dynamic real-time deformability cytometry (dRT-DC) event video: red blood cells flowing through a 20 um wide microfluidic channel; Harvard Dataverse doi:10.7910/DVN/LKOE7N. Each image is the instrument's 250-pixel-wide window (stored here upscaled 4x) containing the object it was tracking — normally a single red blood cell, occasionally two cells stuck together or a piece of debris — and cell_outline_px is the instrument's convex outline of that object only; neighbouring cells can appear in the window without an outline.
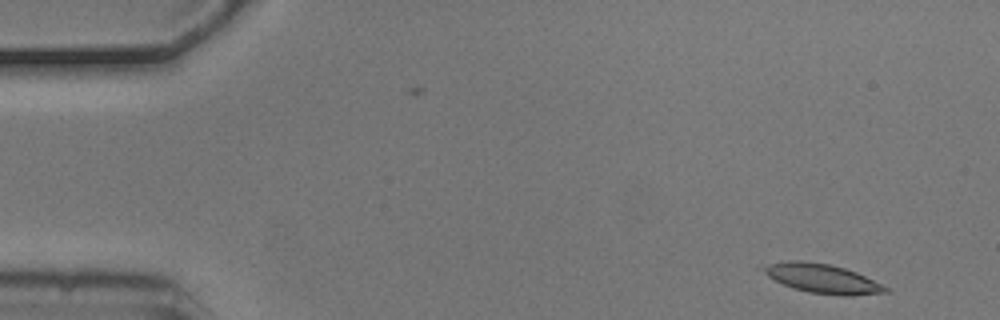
{"species": "common noctule bat (a hibernating species)", "species_latin": "Nyctalus noctula", "temperature_condition": "cold", "stored_images_in_passage": 6, "camera_frame_rate_fps": 3000, "um_per_image_px": 0.085, "animal": {"sex": "male", "body_mass_g": 20.5, "forearm_length_mm": 52.5}, "frame": {"image": 1, "passage_image": 1, "time_ms": 0.0, "image_size_px": [1000, 320], "cell_outline_px": [[888, 292], [852, 296], [844, 296], [808, 292], [784, 284], [768, 276], [756, 268], [788, 260], [800, 260], [828, 264], [844, 268], [856, 272], [888, 288]], "centroid_in_image_um": [69.87, 23.67], "position_along_channel_um": 15.1, "area_um2": 20.46}}
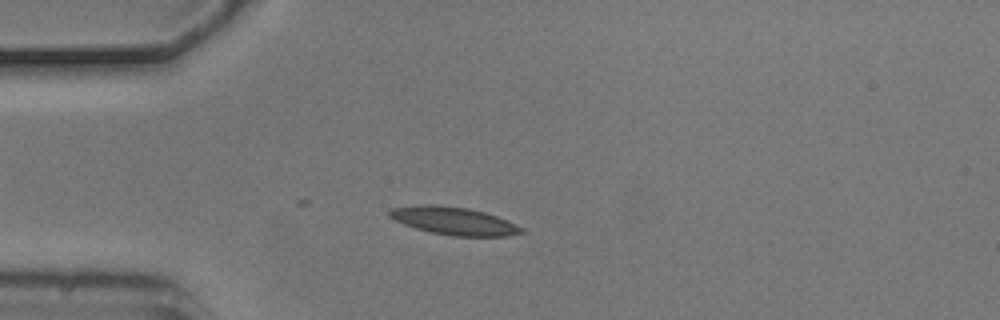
{"frame": {"image": 2, "passage_image": 3, "time_ms": 0.667, "image_size_px": [1000, 320], "cell_outline_px": [[524, 232], [508, 236], [452, 236], [432, 232], [416, 228], [404, 224], [388, 216], [388, 212], [392, 208], [420, 204], [436, 204], [468, 208], [484, 212], [496, 216], [516, 224], [524, 228]], "centroid_in_image_um": [38.58, 18.77], "position_along_channel_um": 46.4, "area_um2": 21.33}}
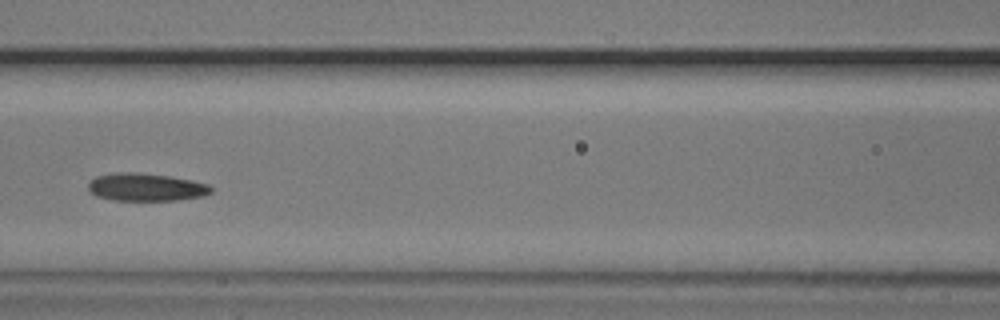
{"frame": {"image": 3, "passage_image": 6, "time_ms": 1.667, "image_size_px": [1000, 320], "cell_outline_px": [[212, 192], [204, 196], [176, 200], [112, 200], [96, 196], [88, 188], [88, 184], [96, 176], [112, 172], [136, 172], [168, 176], [192, 180], [208, 184], [212, 188]], "centroid_in_image_um": [12.41, 15.9], "position_along_channel_um": 154.2, "area_um2": 19.88}}